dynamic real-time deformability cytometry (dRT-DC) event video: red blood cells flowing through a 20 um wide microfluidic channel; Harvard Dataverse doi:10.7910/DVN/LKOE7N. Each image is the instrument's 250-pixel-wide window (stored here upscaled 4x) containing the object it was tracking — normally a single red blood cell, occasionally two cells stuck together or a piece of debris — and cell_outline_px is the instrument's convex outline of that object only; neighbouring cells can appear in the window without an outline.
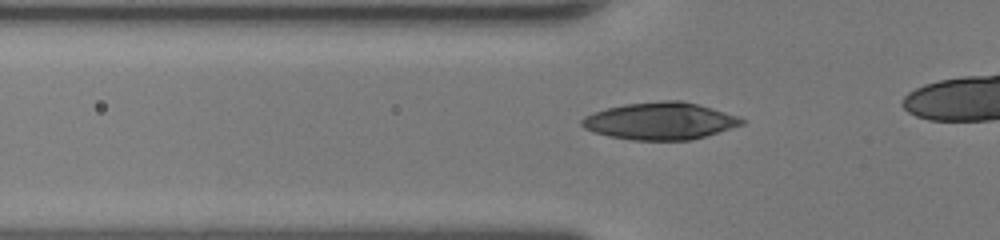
{"species": "human", "species_latin": "Homo sapiens", "temperature_condition": "room temperature", "stored_images_in_passage": 34, "camera_frame_rate_fps": 3000, "um_per_image_px": 0.085, "donor": {"sex": "female"}, "frame": {"image": 1, "passage_image": 9, "time_ms": 2.667, "image_size_px": [1000, 240], "cell_outline_px": [[744, 124], [692, 140], [632, 140], [608, 136], [592, 132], [584, 128], [580, 124], [580, 120], [584, 116], [592, 112], [624, 104], [664, 100], [680, 100], [696, 104], [736, 116], [744, 120]], "centroid_in_image_um": [56.04, 10.29], "position_along_channel_um": 69.8, "area_um2": 34.45}}
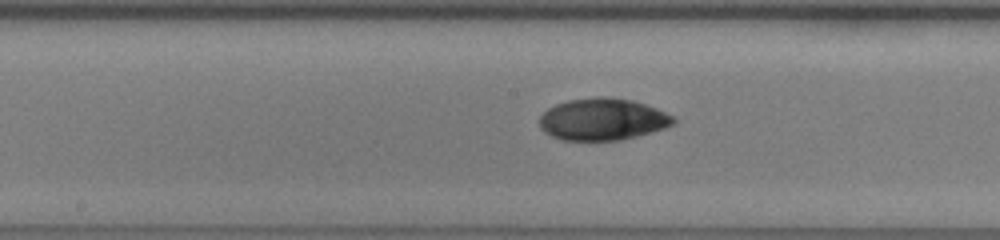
{"frame": {"image": 2, "passage_image": 18, "time_ms": 5.667, "image_size_px": [1000, 240], "cell_outline_px": [[676, 124], [652, 132], [620, 140], [564, 140], [552, 136], [544, 132], [540, 128], [540, 116], [548, 108], [556, 104], [568, 100], [596, 96], [608, 96], [632, 100], [656, 108], [676, 116]], "centroid_in_image_um": [51.25, 10.13], "position_along_channel_um": 196.9, "area_um2": 32.95}}
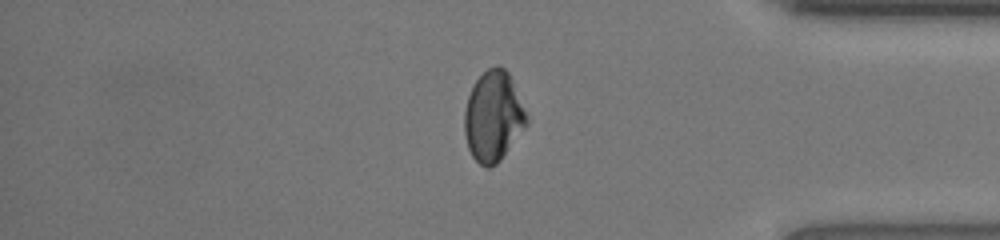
{"frame": {"image": 3, "passage_image": 33, "time_ms": 10.667, "image_size_px": [1000, 240], "cell_outline_px": [[528, 124], [500, 160], [496, 164], [488, 168], [484, 168], [472, 156], [468, 148], [464, 132], [464, 112], [468, 96], [476, 80], [488, 68], [504, 68], [508, 72], [512, 80], [528, 120]], "centroid_in_image_um": [41.91, 9.94], "position_along_channel_um": 393.3, "area_um2": 32.19}}